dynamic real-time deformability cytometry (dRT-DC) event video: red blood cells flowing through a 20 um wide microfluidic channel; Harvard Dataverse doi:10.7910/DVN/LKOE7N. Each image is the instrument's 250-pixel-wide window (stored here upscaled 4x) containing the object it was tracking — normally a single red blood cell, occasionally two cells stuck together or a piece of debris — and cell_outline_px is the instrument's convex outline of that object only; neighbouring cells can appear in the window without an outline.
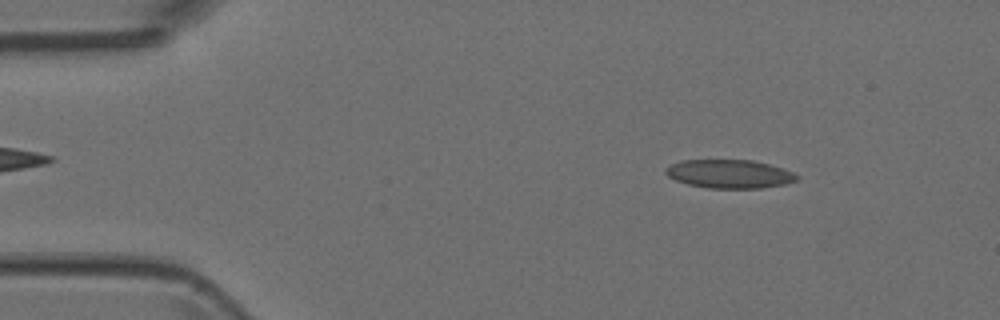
{"species": "Egyptian fruit bat (a non-hibernating species)", "species_latin": "Rousettus aegyptiacus", "temperature_condition": "room temperature", "stored_images_in_passage": 5, "camera_frame_rate_fps": 3000, "um_per_image_px": 0.085, "animal": {"sex": "female"}, "frame": {"image": 1, "passage_image": 1, "time_ms": 0.0, "image_size_px": [1000, 320], "cell_outline_px": [[800, 176], [796, 180], [784, 184], [760, 188], [708, 188], [688, 184], [676, 180], [668, 176], [664, 172], [664, 168], [680, 160], [752, 160], [768, 164], [792, 172]], "centroid_in_image_um": [61.96, 14.78], "position_along_channel_um": 23.0, "area_um2": 21.68}}
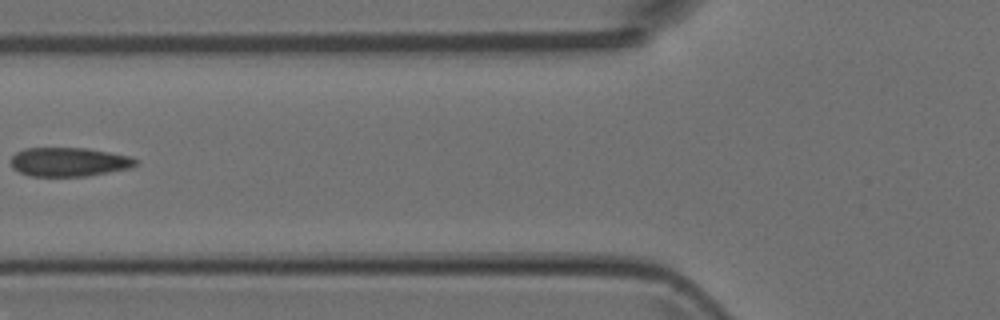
{"frame": {"image": 2, "passage_image": 4, "time_ms": 1.0, "image_size_px": [1000, 320], "cell_outline_px": [[140, 160], [132, 168], [88, 176], [28, 176], [12, 168], [12, 156], [16, 152], [24, 148], [84, 148], [108, 152], [128, 156]], "centroid_in_image_um": [5.87, 13.77], "position_along_channel_um": 119.9, "area_um2": 21.1}}
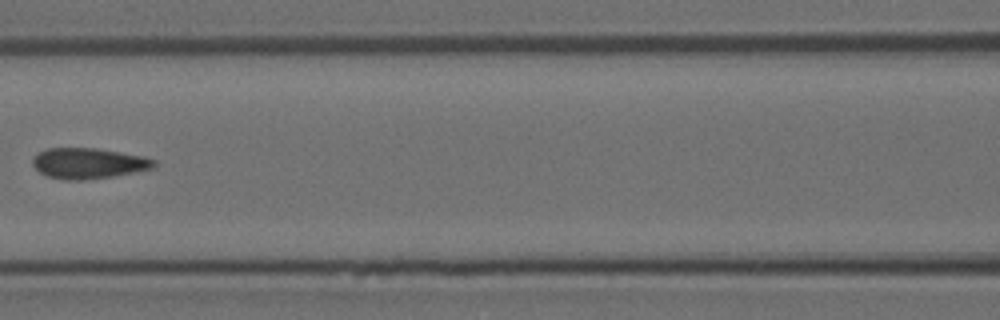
{"frame": {"image": 3, "passage_image": 5, "time_ms": 1.333, "image_size_px": [1000, 320], "cell_outline_px": [[156, 164], [152, 168], [112, 176], [84, 180], [64, 180], [48, 176], [40, 172], [32, 164], [32, 160], [40, 152], [48, 148], [96, 148], [144, 156], [156, 160]], "centroid_in_image_um": [7.52, 13.88], "position_along_channel_um": 159.1, "area_um2": 21.44}}